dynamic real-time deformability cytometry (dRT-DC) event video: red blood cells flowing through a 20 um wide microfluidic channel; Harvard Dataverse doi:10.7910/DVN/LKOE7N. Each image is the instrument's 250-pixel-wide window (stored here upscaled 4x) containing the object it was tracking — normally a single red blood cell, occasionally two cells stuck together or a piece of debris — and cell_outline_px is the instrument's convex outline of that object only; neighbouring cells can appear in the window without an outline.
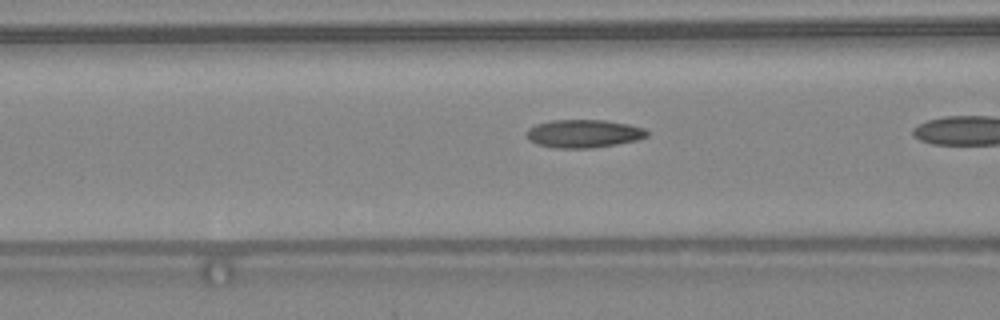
{"species": "common noctule bat (a hibernating species)", "species_latin": "Nyctalus noctula", "temperature_condition": "warm", "stored_images_in_passage": 18, "camera_frame_rate_fps": 3000, "um_per_image_px": 0.085, "animal": {"sex": "female", "body_mass_g": 24.6, "forearm_length_mm": 56.2}, "frame": {"image": 1, "passage_image": 16, "time_ms": 5.0, "image_size_px": [1000, 320], "cell_outline_px": [[648, 136], [636, 140], [616, 144], [592, 148], [556, 148], [536, 144], [528, 140], [524, 132], [528, 128], [536, 124], [552, 120], [604, 120], [628, 124], [644, 128], [648, 132]], "centroid_in_image_um": [49.56, 11.36], "position_along_channel_um": 117.0, "area_um2": 19.83}}